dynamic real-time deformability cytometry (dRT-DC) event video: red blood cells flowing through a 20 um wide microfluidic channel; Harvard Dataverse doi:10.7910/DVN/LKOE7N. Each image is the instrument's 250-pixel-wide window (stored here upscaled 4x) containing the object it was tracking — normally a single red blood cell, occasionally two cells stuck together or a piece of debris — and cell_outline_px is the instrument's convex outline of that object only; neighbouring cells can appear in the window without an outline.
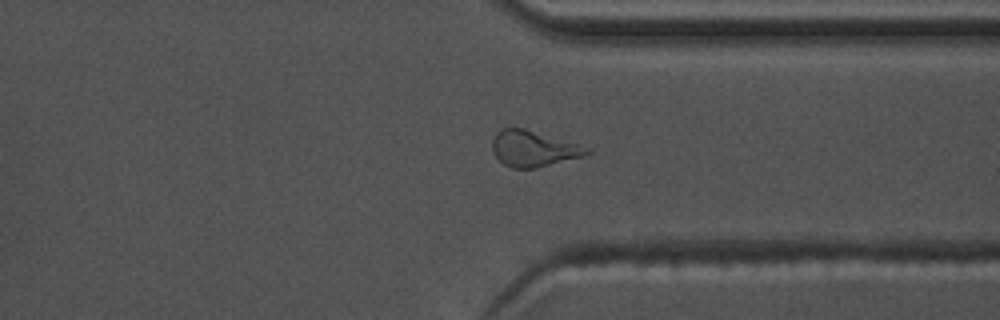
{"species": "common noctule bat (a hibernating species)", "species_latin": "Nyctalus noctula", "temperature_condition": "warm", "stored_images_in_passage": 53, "camera_frame_rate_fps": 3000, "um_per_image_px": 0.085, "animal": {"sex": "male", "body_mass_g": 17.5, "forearm_length_mm": 52.3}, "frame": {"image": 1, "passage_image": 42, "time_ms": 13.667, "image_size_px": [1000, 320], "cell_outline_px": [[592, 152], [584, 156], [536, 168], [512, 168], [504, 164], [496, 156], [492, 148], [492, 140], [496, 132], [500, 128], [524, 128], [580, 144], [588, 148]], "centroid_in_image_um": [45.34, 12.63], "position_along_channel_um": 366.1, "area_um2": 19.77}}
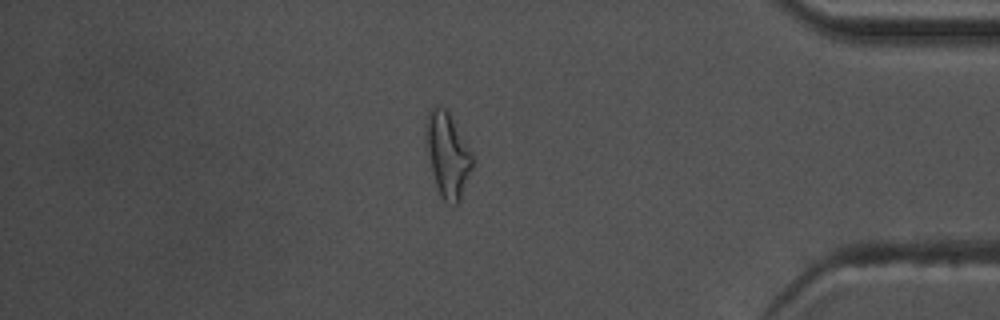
{"frame": {"image": 2, "passage_image": 47, "time_ms": 15.333, "image_size_px": [1000, 320], "cell_outline_px": [[472, 168], [460, 200], [456, 204], [452, 204], [444, 200], [440, 196], [432, 172], [428, 152], [424, 124], [428, 112], [436, 104], [440, 104], [448, 112], [472, 152]], "centroid_in_image_um": [38.03, 13.12], "position_along_channel_um": 397.2, "area_um2": 22.6}, "authors_computed_cell_mechanics": {"area_um2": 18.9584, "velocity_mm_per_s": 3.7572, "shape_relaxation_time_tau1_ms": null, "shape_relaxation_time_tau2_ms": 2.7404, "deformation_change_tau1": null, "deformation_change_tau2": 0.1151}}